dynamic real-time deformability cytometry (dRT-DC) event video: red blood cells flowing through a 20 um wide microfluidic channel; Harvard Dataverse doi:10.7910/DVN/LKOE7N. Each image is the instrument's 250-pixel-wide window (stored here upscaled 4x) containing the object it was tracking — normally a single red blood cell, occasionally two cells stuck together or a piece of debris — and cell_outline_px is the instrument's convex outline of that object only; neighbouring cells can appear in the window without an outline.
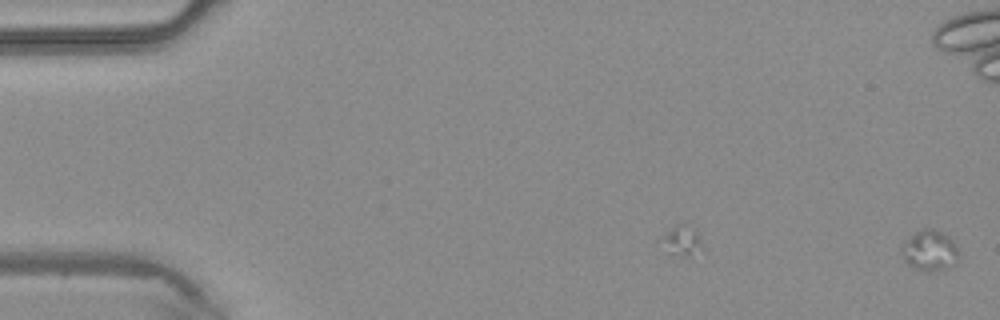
{"species": "common noctule bat (a hibernating species)", "species_latin": "Nyctalus noctula", "temperature_condition": "warm", "stored_images_in_passage": 5, "camera_frame_rate_fps": 3000, "um_per_image_px": 0.085, "animal": {"sex": "male", "body_mass_g": 20.4}, "frame": {"image": 1, "passage_image": 5, "time_ms": 1.333, "image_size_px": [1000, 320], "cell_outline_px": [[960, 260], [956, 264], [932, 272], [928, 272], [916, 268], [908, 264], [904, 260], [900, 252], [900, 248], [916, 232], [924, 228], [932, 228], [948, 236], [952, 240], [956, 248]], "centroid_in_image_um": [79.04, 21.32], "position_along_channel_um": 6.0, "area_um2": 13.35}}